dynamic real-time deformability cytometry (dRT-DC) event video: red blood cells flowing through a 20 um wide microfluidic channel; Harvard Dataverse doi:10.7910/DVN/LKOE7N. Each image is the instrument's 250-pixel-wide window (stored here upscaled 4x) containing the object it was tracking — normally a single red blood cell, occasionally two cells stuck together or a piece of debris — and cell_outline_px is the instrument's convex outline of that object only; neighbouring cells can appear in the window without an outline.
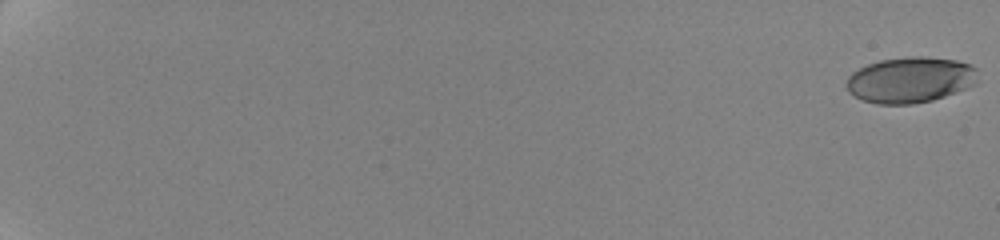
{"species": "human", "species_latin": "Homo sapiens", "temperature_condition": "cold", "stored_images_in_passage": 28, "camera_frame_rate_fps": 3000, "um_per_image_px": 0.085, "donor": {"sex": "female"}, "frame": {"image": 1, "passage_image": 1, "time_ms": 0.0, "image_size_px": [1000, 240], "cell_outline_px": [[976, 84], [968, 88], [932, 100], [912, 104], [876, 104], [864, 100], [848, 92], [844, 84], [848, 76], [852, 72], [868, 64], [880, 60], [912, 56], [924, 56], [956, 60], [968, 64], [976, 68]], "centroid_in_image_um": [77.35, 6.79], "position_along_channel_um": 7.6, "area_um2": 35.14}}
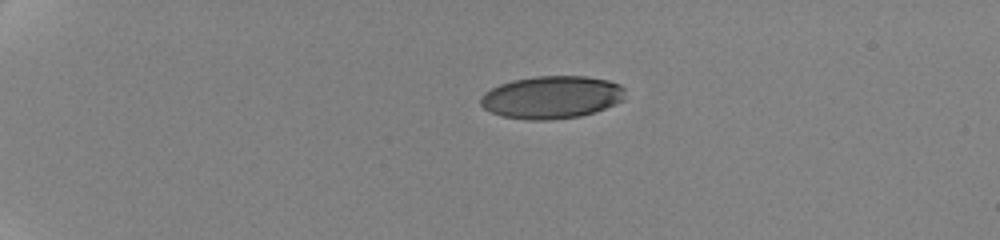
{"frame": {"image": 2, "passage_image": 20, "time_ms": 5.333, "image_size_px": [1000, 240], "cell_outline_px": [[624, 100], [596, 112], [580, 116], [552, 120], [524, 120], [500, 116], [484, 108], [480, 104], [480, 96], [484, 92], [500, 84], [512, 80], [536, 76], [584, 76], [608, 80], [620, 84], [624, 88]], "centroid_in_image_um": [46.88, 8.27], "position_along_channel_um": 38.1, "area_um2": 36.24}}